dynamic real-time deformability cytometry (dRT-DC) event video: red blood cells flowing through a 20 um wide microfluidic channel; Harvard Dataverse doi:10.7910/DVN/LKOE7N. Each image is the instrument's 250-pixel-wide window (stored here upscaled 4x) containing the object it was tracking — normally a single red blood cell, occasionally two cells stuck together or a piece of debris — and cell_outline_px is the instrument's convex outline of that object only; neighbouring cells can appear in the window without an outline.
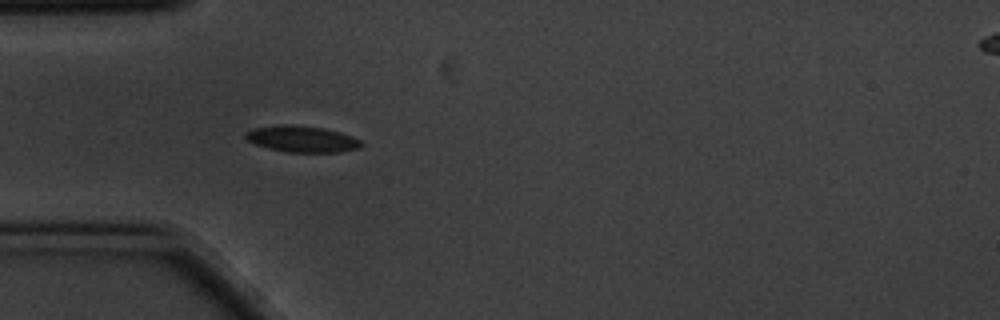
{"species": "common noctule bat (a hibernating species)", "species_latin": "Nyctalus noctula", "temperature_condition": "cold", "stored_images_in_passage": 5, "camera_frame_rate_fps": 3000, "um_per_image_px": 0.085, "animal": {"sex": "male", "body_mass_g": 20.1, "forearm_length_mm": 53.5}, "frame": {"image": 1, "passage_image": 5, "time_ms": 1.333, "image_size_px": [1000, 320], "cell_outline_px": [[364, 144], [360, 148], [340, 152], [288, 152], [268, 148], [256, 144], [248, 140], [244, 136], [244, 132], [252, 128], [288, 124], [292, 124], [324, 128], [340, 132], [352, 136], [360, 140]], "centroid_in_image_um": [25.68, 11.81], "position_along_channel_um": 59.3, "area_um2": 17.8}}